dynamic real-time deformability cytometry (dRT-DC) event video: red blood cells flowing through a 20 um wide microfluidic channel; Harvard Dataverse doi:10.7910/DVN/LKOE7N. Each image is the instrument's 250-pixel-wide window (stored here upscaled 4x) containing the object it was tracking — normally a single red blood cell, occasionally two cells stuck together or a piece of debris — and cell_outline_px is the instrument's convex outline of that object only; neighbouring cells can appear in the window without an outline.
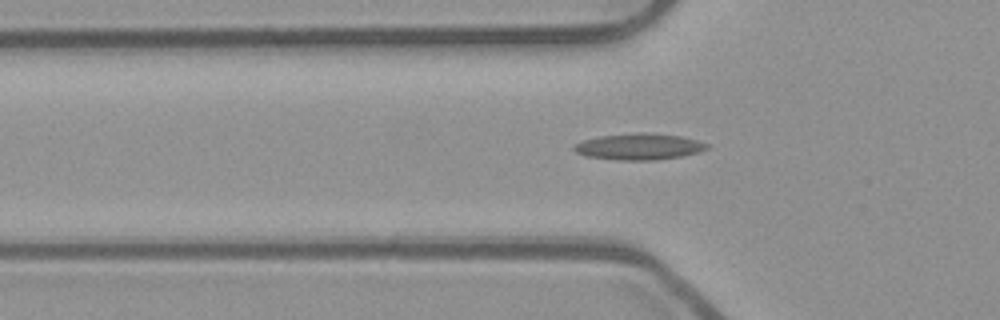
{"species": "common noctule bat (a hibernating species)", "species_latin": "Nyctalus noctula", "temperature_condition": "room temperature", "stored_images_in_passage": 46, "camera_frame_rate_fps": 3000, "um_per_image_px": 0.085, "animal": {"sex": "male", "body_mass_g": 23.1, "forearm_length_mm": 52.7}, "frame": {"image": 1, "passage_image": 17, "time_ms": 5.333, "image_size_px": [1000, 320], "cell_outline_px": [[708, 148], [696, 152], [680, 156], [652, 160], [620, 160], [584, 156], [576, 152], [572, 148], [576, 144], [584, 140], [600, 136], [636, 132], [644, 132], [680, 136], [696, 140], [708, 144]], "centroid_in_image_um": [54.27, 12.45], "position_along_channel_um": 71.5, "area_um2": 20.11}}
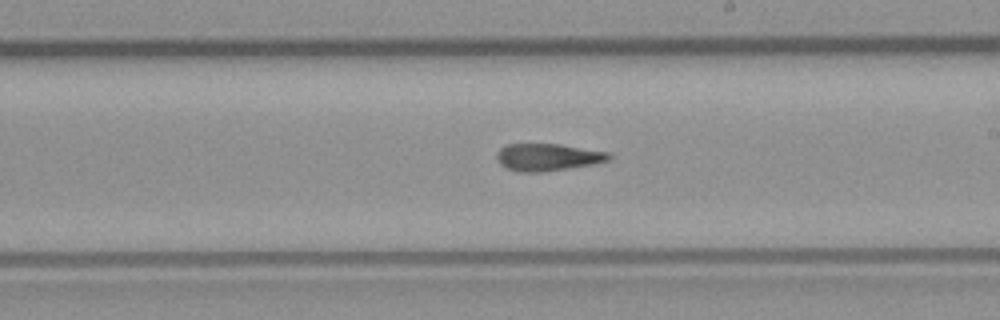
{"frame": {"image": 2, "passage_image": 30, "time_ms": 9.667, "image_size_px": [1000, 320], "cell_outline_px": [[612, 156], [608, 160], [592, 164], [568, 168], [540, 172], [516, 172], [500, 164], [496, 156], [500, 148], [508, 144], [560, 144], [608, 152]], "centroid_in_image_um": [46.54, 13.36], "position_along_channel_um": 242.5, "area_um2": 17.63}}
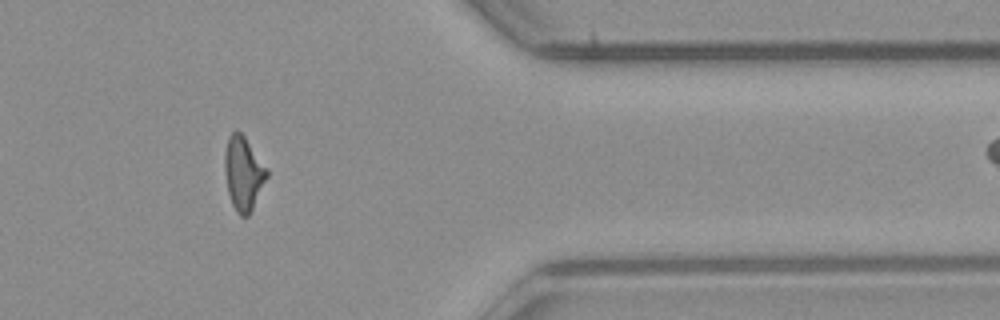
{"frame": {"image": 3, "passage_image": 43, "time_ms": 14.0, "image_size_px": [1000, 320], "cell_outline_px": [[268, 176], [248, 216], [240, 216], [236, 212], [232, 204], [228, 192], [224, 172], [224, 152], [228, 136], [236, 128], [244, 136], [268, 168]], "centroid_in_image_um": [20.67, 14.7], "position_along_channel_um": 390.7, "area_um2": 18.21}}